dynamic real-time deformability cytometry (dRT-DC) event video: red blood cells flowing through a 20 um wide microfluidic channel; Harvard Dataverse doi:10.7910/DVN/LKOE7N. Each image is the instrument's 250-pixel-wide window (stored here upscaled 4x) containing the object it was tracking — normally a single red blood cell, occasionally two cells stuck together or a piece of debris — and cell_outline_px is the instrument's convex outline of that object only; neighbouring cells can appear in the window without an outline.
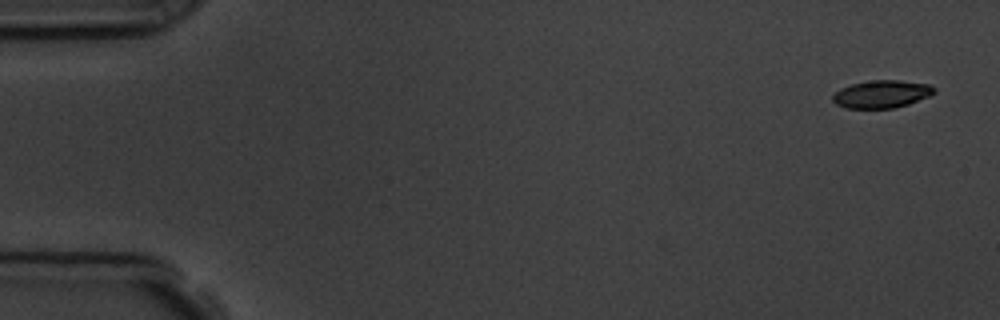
{"species": "common noctule bat (a hibernating species)", "species_latin": "Nyctalus noctula", "temperature_condition": "room temperature", "stored_images_in_passage": 5, "camera_frame_rate_fps": 3000, "um_per_image_px": 0.085, "animal": {"sex": "male", "body_mass_g": 19.5, "forearm_length_mm": 54.6}, "frame": {"image": 1, "passage_image": 1, "time_ms": 0.0, "image_size_px": [1000, 320], "cell_outline_px": [[936, 92], [928, 96], [908, 104], [892, 108], [844, 108], [836, 104], [832, 100], [832, 96], [840, 88], [852, 84], [872, 80], [896, 80], [928, 84], [936, 88]], "centroid_in_image_um": [74.92, 8.0], "position_along_channel_um": 10.1, "area_um2": 16.24}}